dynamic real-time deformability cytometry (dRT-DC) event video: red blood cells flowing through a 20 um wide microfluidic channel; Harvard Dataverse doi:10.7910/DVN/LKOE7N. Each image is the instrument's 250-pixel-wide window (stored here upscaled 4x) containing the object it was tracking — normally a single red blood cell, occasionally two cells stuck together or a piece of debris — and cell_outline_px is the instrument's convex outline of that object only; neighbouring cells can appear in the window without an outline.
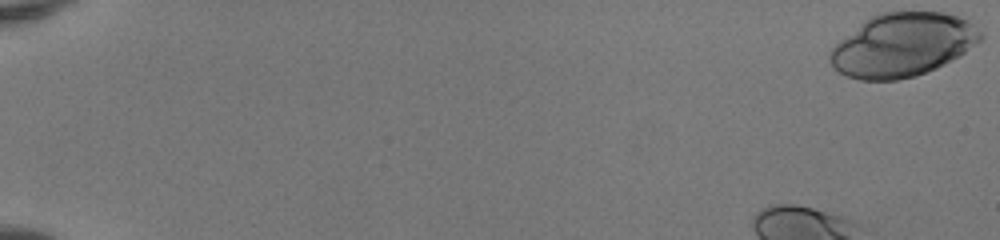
{"species": "human", "species_latin": "Homo sapiens", "temperature_condition": "room temperature", "stored_images_in_passage": 41, "camera_frame_rate_fps": 3000, "um_per_image_px": 0.085, "donor": {"sex": "female"}, "frame": {"image": 1, "passage_image": 1, "time_ms": 0.0, "image_size_px": [1000, 240], "cell_outline_px": [[984, 40], [960, 56], [936, 68], [916, 76], [896, 80], [860, 80], [848, 76], [832, 68], [828, 60], [828, 52], [840, 40], [864, 20], [880, 12], [944, 12], [972, 16], [984, 36]], "centroid_in_image_um": [76.81, 3.79], "position_along_channel_um": 8.2, "area_um2": 56.82}}
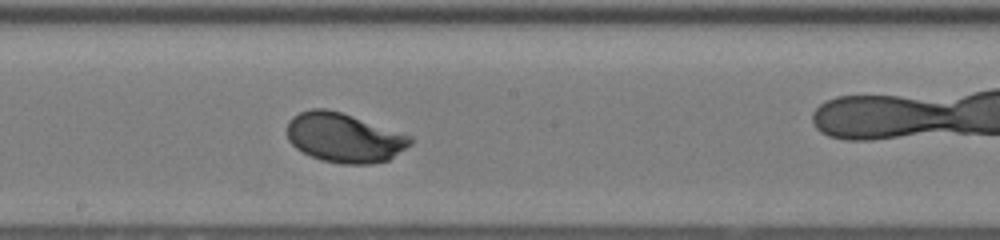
{"frame": {"image": 2, "passage_image": 28, "time_ms": 9.0, "image_size_px": [1000, 240], "cell_outline_px": [[412, 144], [388, 160], [372, 164], [340, 164], [320, 160], [296, 148], [288, 140], [288, 120], [292, 116], [300, 112], [312, 108], [324, 108], [340, 112], [412, 136]], "centroid_in_image_um": [29.25, 11.71], "position_along_channel_um": 219.0, "area_um2": 35.32}}
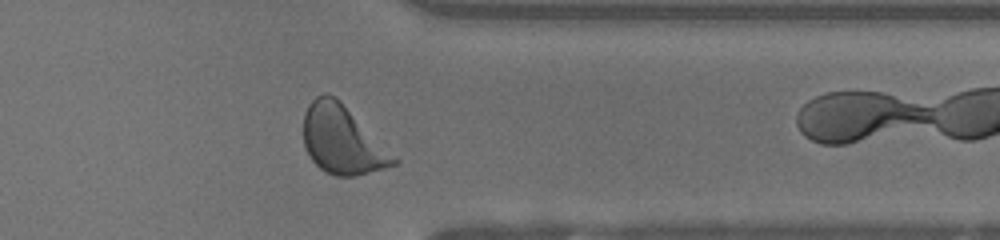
{"frame": {"image": 3, "passage_image": 40, "time_ms": 13.0, "image_size_px": [1000, 240], "cell_outline_px": [[400, 160], [396, 164], [384, 168], [356, 176], [336, 176], [324, 172], [312, 160], [304, 144], [304, 112], [308, 104], [316, 96], [324, 92], [332, 96]], "centroid_in_image_um": [29.06, 11.94], "position_along_channel_um": 382.3, "area_um2": 34.91}}